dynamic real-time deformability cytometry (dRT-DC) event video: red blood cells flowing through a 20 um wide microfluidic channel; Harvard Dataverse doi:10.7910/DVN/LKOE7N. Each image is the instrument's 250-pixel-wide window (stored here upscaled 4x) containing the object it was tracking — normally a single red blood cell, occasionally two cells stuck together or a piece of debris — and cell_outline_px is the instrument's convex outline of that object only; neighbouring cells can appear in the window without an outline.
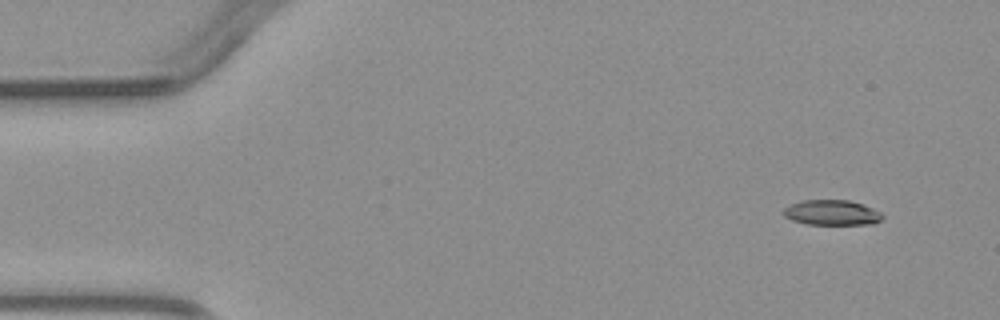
{"species": "common noctule bat (a hibernating species)", "species_latin": "Nyctalus noctula", "temperature_condition": "warm", "stored_images_in_passage": 3, "camera_frame_rate_fps": 3000, "um_per_image_px": 0.085, "animal": {"sex": "male", "body_mass_g": 23.1, "forearm_length_mm": 52.7}, "frame": {"image": 1, "passage_image": 1, "time_ms": 0.0, "image_size_px": [1000, 320], "cell_outline_px": [[884, 216], [880, 220], [872, 224], [808, 224], [792, 220], [784, 216], [780, 212], [788, 204], [800, 200], [848, 200], [872, 208], [880, 212]], "centroid_in_image_um": [70.63, 18.06], "position_along_channel_um": 14.4, "area_um2": 14.57}}
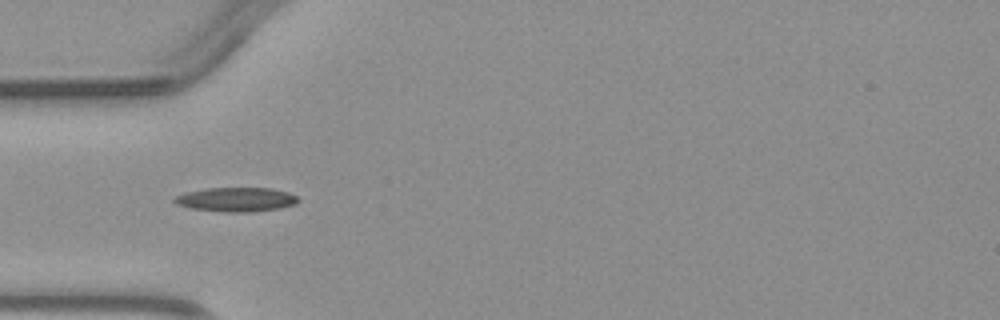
{"frame": {"image": 2, "passage_image": 3, "time_ms": 3.667, "image_size_px": [1000, 320], "cell_outline_px": [[300, 200], [296, 204], [280, 208], [248, 212], [224, 212], [192, 208], [176, 204], [172, 200], [176, 196], [188, 192], [204, 188], [272, 188], [288, 192], [296, 196]], "centroid_in_image_um": [20.1, 16.95], "position_along_channel_um": 64.9, "area_um2": 17.4}}